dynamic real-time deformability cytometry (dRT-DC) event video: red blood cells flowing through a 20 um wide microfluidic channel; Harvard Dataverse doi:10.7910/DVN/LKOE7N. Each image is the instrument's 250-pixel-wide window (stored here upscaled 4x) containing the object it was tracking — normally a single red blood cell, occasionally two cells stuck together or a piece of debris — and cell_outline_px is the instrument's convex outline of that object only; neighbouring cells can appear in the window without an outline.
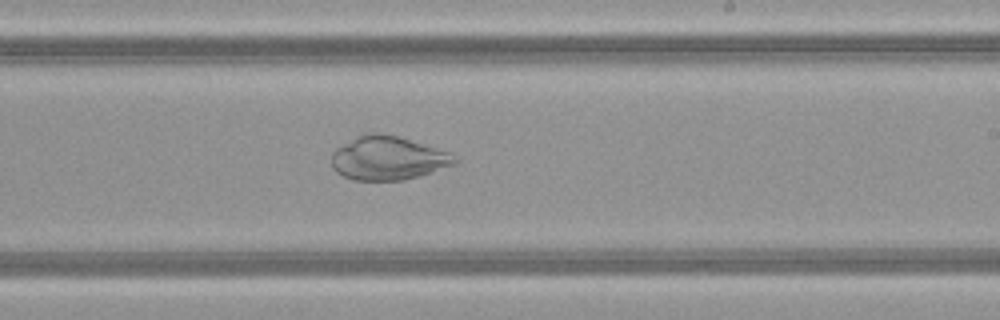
{"species": "common noctule bat (a hibernating species)", "species_latin": "Nyctalus noctula", "temperature_condition": "warm", "stored_images_in_passage": 48, "camera_frame_rate_fps": 3000, "um_per_image_px": 0.085, "animal": {"sex": "female", "body_mass_g": 21.9}, "frame": {"image": 1, "passage_image": 28, "time_ms": 9.0, "image_size_px": [1000, 320], "cell_outline_px": [[460, 160], [456, 164], [420, 176], [404, 180], [352, 180], [336, 172], [332, 168], [332, 152], [336, 148], [356, 136], [364, 132], [376, 132], [400, 136], [448, 152], [456, 156]], "centroid_in_image_um": [32.97, 13.43], "position_along_channel_um": 256.0, "area_um2": 31.67}}